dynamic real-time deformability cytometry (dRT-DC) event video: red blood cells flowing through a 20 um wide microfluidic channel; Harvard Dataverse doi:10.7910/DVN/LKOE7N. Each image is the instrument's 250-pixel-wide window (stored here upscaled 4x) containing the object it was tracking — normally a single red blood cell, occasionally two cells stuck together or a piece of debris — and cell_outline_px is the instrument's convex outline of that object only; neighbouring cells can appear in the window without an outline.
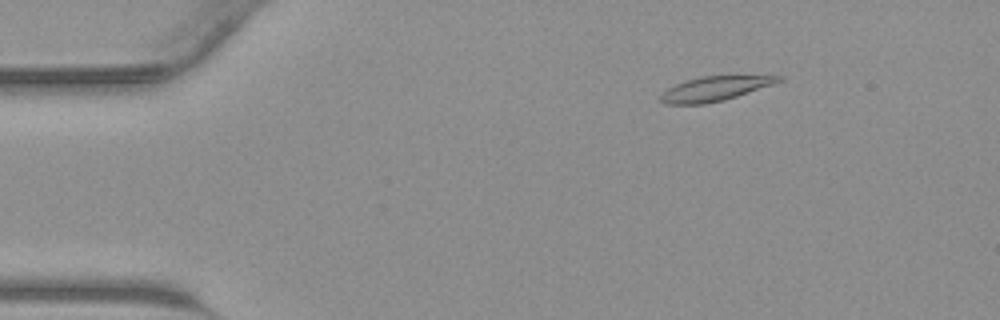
{"species": "common noctule bat (a hibernating species)", "species_latin": "Nyctalus noctula", "temperature_condition": "warm", "stored_images_in_passage": 44, "camera_frame_rate_fps": 3000, "um_per_image_px": 0.085, "animal": {"sex": "male", "body_mass_g": 23.1, "forearm_length_mm": 52.7}, "frame": {"image": 1, "passage_image": 7, "time_ms": 2.0, "image_size_px": [1000, 320], "cell_outline_px": [[784, 80], [724, 100], [704, 104], [664, 104], [660, 100], [660, 96], [668, 88], [684, 80], [700, 76], [784, 76]], "centroid_in_image_um": [60.72, 7.54], "position_along_channel_um": 24.3, "area_um2": 16.59}}
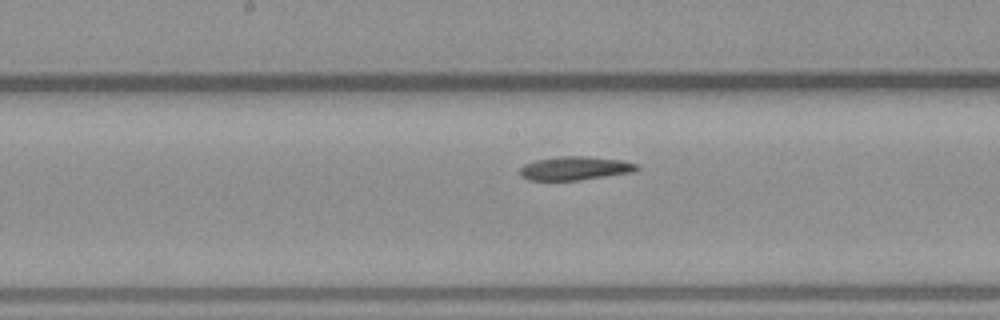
{"frame": {"image": 2, "passage_image": 23, "time_ms": 7.333, "image_size_px": [1000, 320], "cell_outline_px": [[640, 168], [636, 172], [580, 180], [528, 180], [520, 176], [516, 172], [524, 164], [536, 160], [564, 156], [588, 156], [624, 160], [636, 164]], "centroid_in_image_um": [48.88, 14.31], "position_along_channel_um": 199.3, "area_um2": 16.36}}
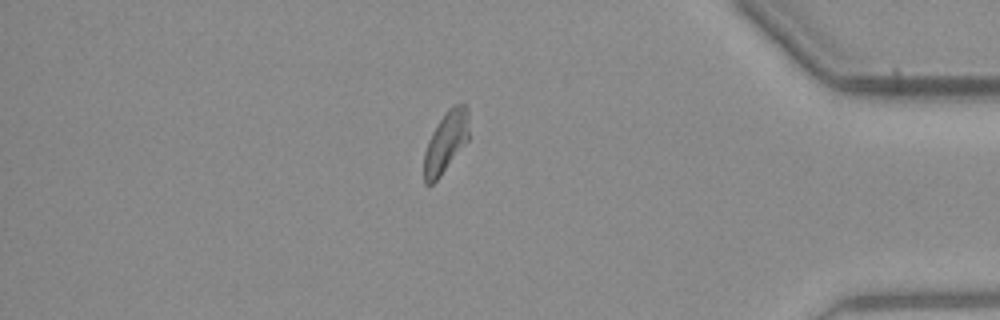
{"frame": {"image": 3, "passage_image": 38, "time_ms": 12.333, "image_size_px": [1000, 320], "cell_outline_px": [[468, 140], [440, 176], [432, 184], [424, 184], [424, 152], [428, 140], [432, 132], [444, 112], [448, 108], [456, 104], [468, 104]], "centroid_in_image_um": [37.89, 12.04], "position_along_channel_um": 397.3, "area_um2": 15.95}}